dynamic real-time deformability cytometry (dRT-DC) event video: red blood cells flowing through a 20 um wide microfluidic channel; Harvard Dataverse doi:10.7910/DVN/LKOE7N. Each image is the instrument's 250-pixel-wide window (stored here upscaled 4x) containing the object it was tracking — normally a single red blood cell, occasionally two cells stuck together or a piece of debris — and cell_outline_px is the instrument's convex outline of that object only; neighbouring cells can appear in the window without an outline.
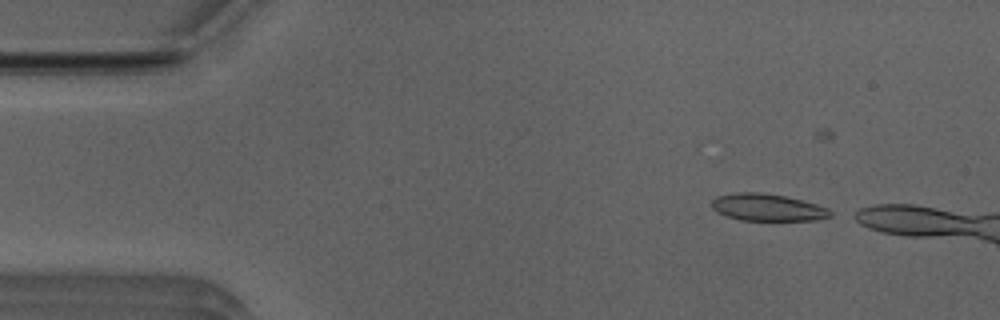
{"species": "Egyptian fruit bat (a non-hibernating species)", "species_latin": "Rousettus aegyptiacus", "temperature_condition": "room temperature", "stored_images_in_passage": 7, "camera_frame_rate_fps": 3000, "um_per_image_px": 0.085, "animal": {"sex": "male"}, "frame": {"image": 1, "passage_image": 1, "time_ms": 0.0, "image_size_px": [1000, 320], "cell_outline_px": [[832, 216], [820, 220], [740, 220], [716, 212], [712, 208], [712, 200], [716, 196], [736, 192], [760, 192], [784, 196], [816, 204], [828, 208], [832, 212]], "centroid_in_image_um": [65.24, 17.63], "position_along_channel_um": 19.8, "area_um2": 18.73}}